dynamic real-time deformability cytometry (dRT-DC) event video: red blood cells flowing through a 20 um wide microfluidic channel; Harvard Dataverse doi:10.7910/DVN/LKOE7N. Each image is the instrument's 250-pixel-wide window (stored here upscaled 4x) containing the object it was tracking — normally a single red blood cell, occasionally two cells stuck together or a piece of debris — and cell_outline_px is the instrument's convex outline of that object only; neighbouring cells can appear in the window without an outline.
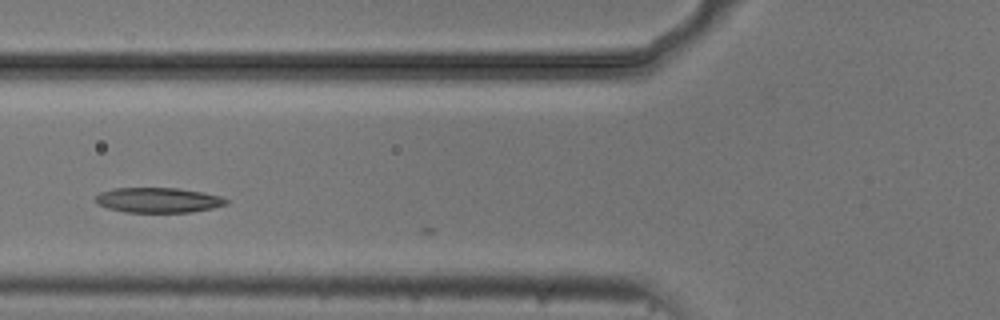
{"species": "common noctule bat (a hibernating species)", "species_latin": "Nyctalus noctula", "temperature_condition": "cold", "stored_images_in_passage": 19, "camera_frame_rate_fps": 3000, "um_per_image_px": 0.085, "animal": {"sex": "male", "body_mass_g": 20.5, "forearm_length_mm": 52.5}, "frame": {"image": 1, "passage_image": 14, "time_ms": 4.333, "image_size_px": [1000, 320], "cell_outline_px": [[228, 204], [212, 208], [192, 212], [124, 212], [108, 208], [96, 204], [96, 196], [100, 192], [112, 188], [176, 188], [200, 192], [220, 196], [228, 200]], "centroid_in_image_um": [13.42, 17.01], "position_along_channel_um": 112.4, "area_um2": 19.02}}
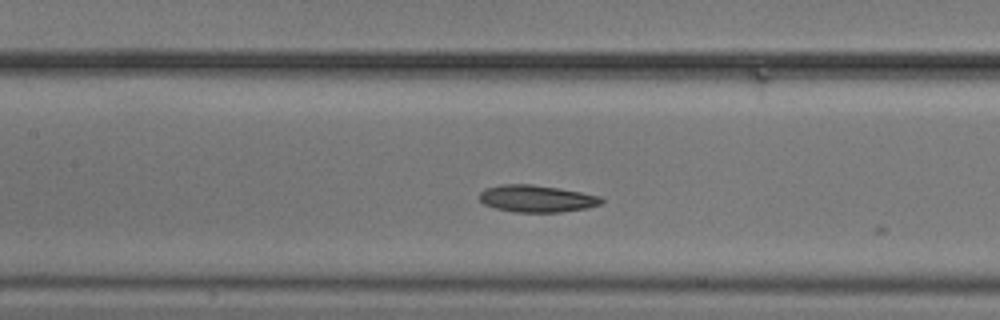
{"frame": {"image": 2, "passage_image": 18, "time_ms": 5.667, "image_size_px": [1000, 320], "cell_outline_px": [[604, 200], [600, 204], [588, 208], [560, 212], [516, 212], [496, 208], [484, 204], [480, 200], [480, 192], [484, 188], [500, 184], [532, 184], [580, 192], [600, 196]], "centroid_in_image_um": [45.6, 16.88], "position_along_channel_um": 161.8, "area_um2": 19.13}}